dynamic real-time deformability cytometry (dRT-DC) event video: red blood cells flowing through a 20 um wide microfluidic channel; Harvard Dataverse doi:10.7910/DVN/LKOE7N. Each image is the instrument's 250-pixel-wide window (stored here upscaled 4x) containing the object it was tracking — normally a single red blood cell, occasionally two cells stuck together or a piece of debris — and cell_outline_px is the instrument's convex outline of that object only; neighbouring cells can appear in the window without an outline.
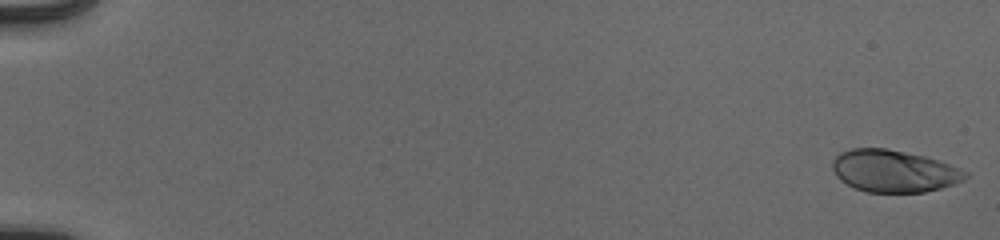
{"species": "human", "species_latin": "Homo sapiens", "temperature_condition": "cold", "stored_images_in_passage": 23, "camera_frame_rate_fps": 3000, "um_per_image_px": 0.085, "donor": {"sex": "male"}, "frame": {"image": 1, "passage_image": 1, "time_ms": 0.0, "image_size_px": [1000, 240], "cell_outline_px": [[968, 176], [964, 180], [940, 188], [924, 192], [864, 192], [840, 180], [836, 176], [832, 168], [832, 160], [840, 152], [852, 148], [884, 148], [924, 156], [948, 164], [968, 172]], "centroid_in_image_um": [75.94, 14.54], "position_along_channel_um": 9.1, "area_um2": 32.43}}
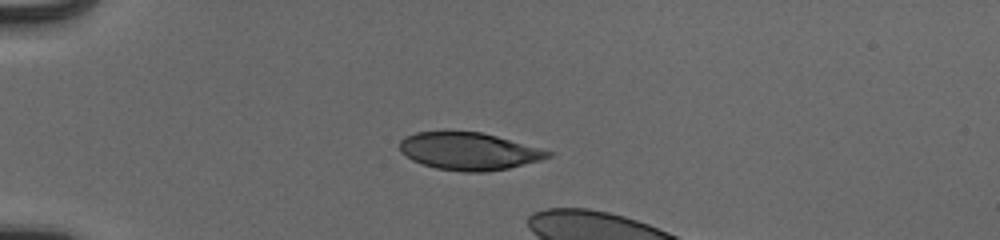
{"frame": {"image": 2, "passage_image": 16, "time_ms": 5.0, "image_size_px": [1000, 240], "cell_outline_px": [[552, 156], [540, 160], [508, 168], [484, 172], [464, 172], [436, 168], [412, 160], [400, 152], [400, 140], [404, 136], [416, 132], [444, 128], [480, 132], [496, 136], [552, 152]], "centroid_in_image_um": [39.76, 12.81], "position_along_channel_um": 45.2, "area_um2": 32.83}}
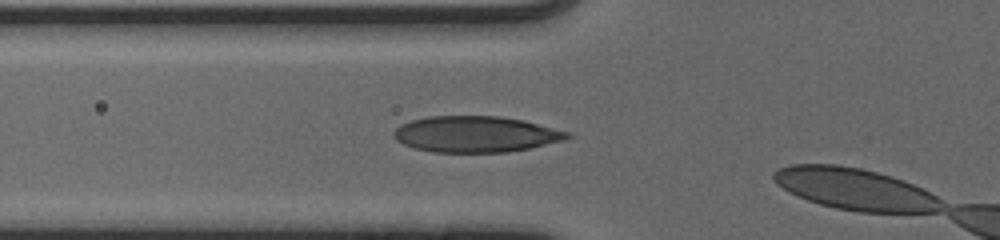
{"frame": {"image": 3, "passage_image": 22, "time_ms": 7.0, "image_size_px": [1000, 240], "cell_outline_px": [[576, 136], [564, 140], [528, 148], [508, 152], [432, 152], [416, 148], [404, 144], [396, 140], [392, 136], [392, 132], [400, 124], [412, 120], [428, 116], [500, 116], [524, 120], [572, 132]], "centroid_in_image_um": [40.47, 11.4], "position_along_channel_um": 85.3, "area_um2": 36.76}}